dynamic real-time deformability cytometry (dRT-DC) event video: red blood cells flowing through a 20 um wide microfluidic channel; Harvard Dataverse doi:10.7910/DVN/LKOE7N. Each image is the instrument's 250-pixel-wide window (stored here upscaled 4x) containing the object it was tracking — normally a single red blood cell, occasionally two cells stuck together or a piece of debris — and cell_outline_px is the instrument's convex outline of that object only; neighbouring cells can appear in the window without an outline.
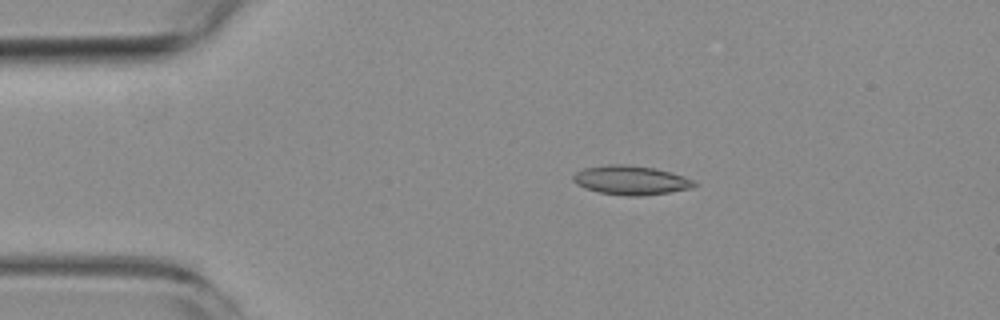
{"species": "common noctule bat (a hibernating species)", "species_latin": "Nyctalus noctula", "temperature_condition": "room temperature", "stored_images_in_passage": 5, "camera_frame_rate_fps": 3000, "um_per_image_px": 0.085, "animal": {"sex": "female", "body_mass_g": 19.3, "forearm_length_mm": 54.1}, "frame": {"image": 1, "passage_image": 2, "time_ms": 1.0, "image_size_px": [1000, 320], "cell_outline_px": [[696, 184], [692, 188], [644, 196], [624, 196], [600, 192], [584, 188], [576, 184], [572, 180], [572, 176], [576, 172], [584, 168], [608, 164], [624, 164], [652, 168], [684, 176], [696, 180]], "centroid_in_image_um": [53.6, 15.32], "position_along_channel_um": 31.4, "area_um2": 20.52}}